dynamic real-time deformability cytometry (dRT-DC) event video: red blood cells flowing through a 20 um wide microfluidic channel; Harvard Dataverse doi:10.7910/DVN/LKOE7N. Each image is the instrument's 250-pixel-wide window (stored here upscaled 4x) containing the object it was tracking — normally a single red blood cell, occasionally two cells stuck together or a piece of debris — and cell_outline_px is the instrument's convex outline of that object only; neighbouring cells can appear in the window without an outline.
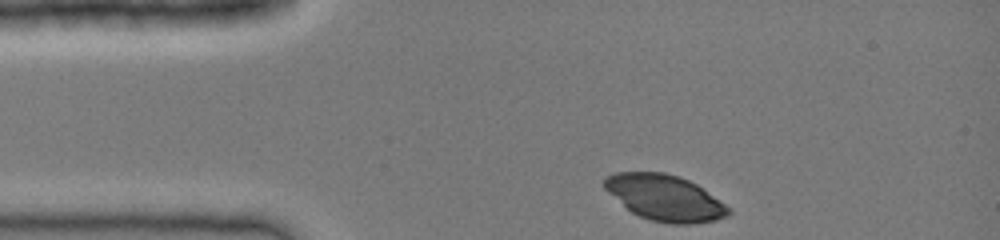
{"species": "common noctule bat (a hibernating species)", "species_latin": "Nyctalus noctula", "temperature_condition": "cold", "stored_images_in_passage": 30, "camera_frame_rate_fps": 3000, "um_per_image_px": 0.085, "animal": {"sex": "female", "body_mass_g": 19.0, "forearm_length_mm": 51.5}, "frame": {"image": 1, "passage_image": 1, "time_ms": 0.0, "image_size_px": [1000, 240], "cell_outline_px": [[732, 212], [728, 216], [716, 220], [692, 224], [668, 224], [652, 220], [640, 216], [632, 212], [608, 192], [604, 188], [604, 176], [616, 172], [664, 172], [680, 176], [696, 184], [732, 208]], "centroid_in_image_um": [56.54, 16.81], "position_along_channel_um": 28.5, "area_um2": 33.23}}